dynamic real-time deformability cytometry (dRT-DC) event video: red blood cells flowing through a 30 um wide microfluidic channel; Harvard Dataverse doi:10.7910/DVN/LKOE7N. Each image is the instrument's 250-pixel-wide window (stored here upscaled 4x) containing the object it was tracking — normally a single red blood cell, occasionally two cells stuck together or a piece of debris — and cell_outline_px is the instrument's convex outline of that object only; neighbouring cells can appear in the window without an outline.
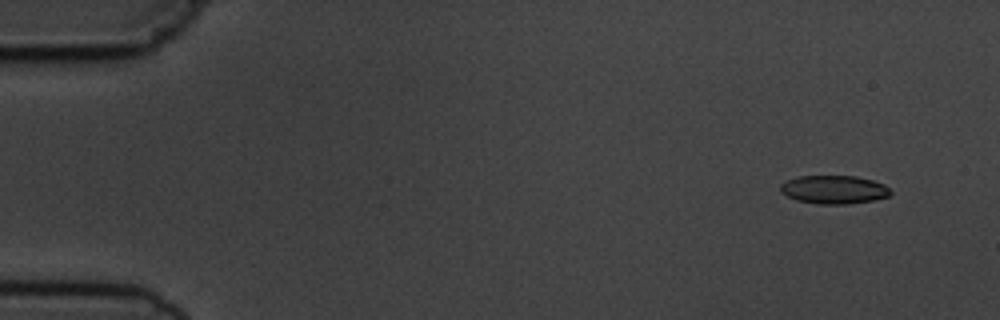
{"species": "common noctule bat (a hibernating species)", "species_latin": "Nyctalus noctula", "temperature_condition": "cold", "stored_images_in_passage": 6, "camera_frame_rate_fps": 3000, "um_per_image_px": 0.085, "animal": {"sex": "male", "body_mass_g": 19.5, "forearm_length_mm": 54.6}, "frame": {"image": 1, "passage_image": 2, "time_ms": 1.0, "image_size_px": [1000, 320], "cell_outline_px": [[892, 192], [888, 196], [872, 200], [848, 204], [816, 204], [796, 200], [780, 192], [780, 184], [796, 176], [856, 176], [872, 180], [884, 184]], "centroid_in_image_um": [70.86, 16.11], "position_along_channel_um": 14.1, "area_um2": 18.21}}
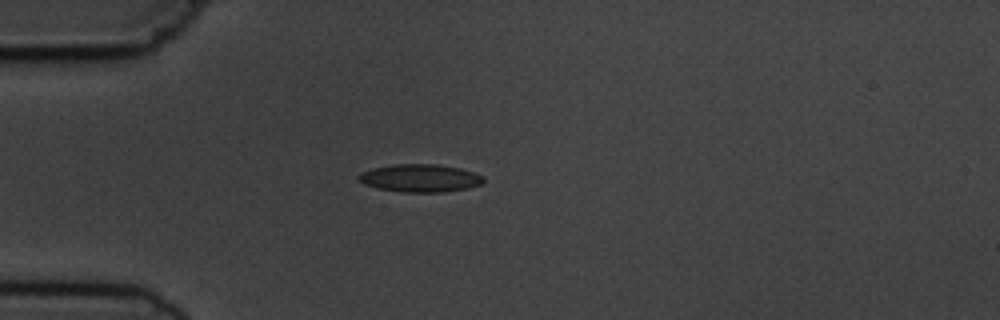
{"frame": {"image": 2, "passage_image": 5, "time_ms": 4.667, "image_size_px": [1000, 320], "cell_outline_px": [[484, 180], [480, 184], [468, 188], [440, 192], [400, 192], [376, 188], [364, 184], [356, 176], [360, 172], [372, 168], [392, 164], [440, 164], [460, 168], [484, 176]], "centroid_in_image_um": [35.67, 15.13], "position_along_channel_um": 49.3, "area_um2": 20.35}}